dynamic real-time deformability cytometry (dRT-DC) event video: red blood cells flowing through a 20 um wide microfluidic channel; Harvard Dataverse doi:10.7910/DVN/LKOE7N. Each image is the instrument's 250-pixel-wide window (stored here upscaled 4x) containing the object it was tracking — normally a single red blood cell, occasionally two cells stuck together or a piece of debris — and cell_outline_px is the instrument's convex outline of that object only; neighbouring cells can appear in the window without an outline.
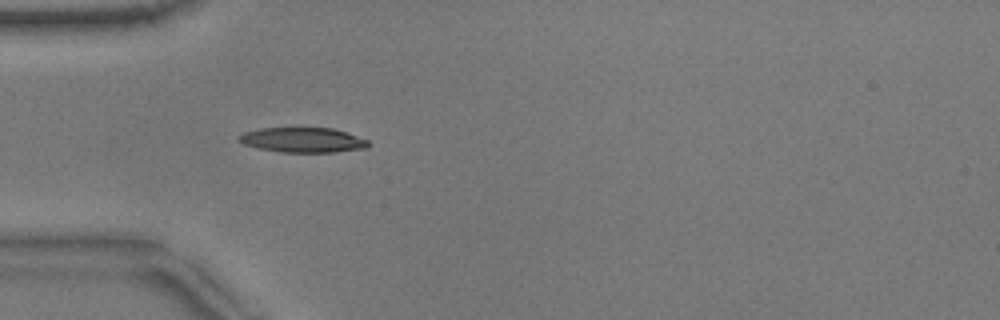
{"species": "common noctule bat (a hibernating species)", "species_latin": "Nyctalus noctula", "temperature_condition": "warm", "stored_images_in_passage": 38, "camera_frame_rate_fps": 3000, "um_per_image_px": 0.085, "animal": {"sex": "male", "body_mass_g": 17.9}, "frame": {"image": 1, "passage_image": 1, "time_ms": 0.0, "image_size_px": [1000, 320], "cell_outline_px": [[368, 148], [336, 152], [280, 152], [260, 148], [244, 144], [236, 140], [236, 136], [244, 132], [260, 128], [332, 128], [368, 140]], "centroid_in_image_um": [25.69, 11.9], "position_along_channel_um": 59.3, "area_um2": 18.73}}
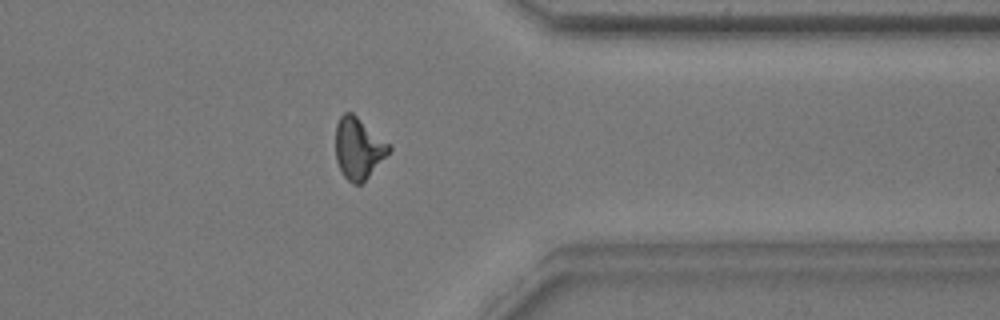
{"frame": {"image": 2, "passage_image": 27, "time_ms": 8.667, "image_size_px": [1000, 320], "cell_outline_px": [[392, 148], [368, 176], [360, 184], [352, 184], [344, 176], [336, 160], [336, 124], [340, 116], [344, 112], [352, 112], [392, 144]], "centroid_in_image_um": [30.47, 12.56], "position_along_channel_um": 380.9, "area_um2": 19.02}}
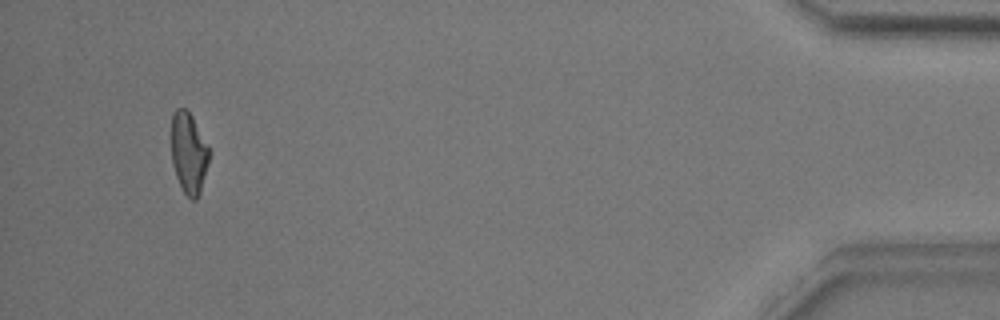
{"frame": {"image": 3, "passage_image": 35, "time_ms": 11.333, "image_size_px": [1000, 320], "cell_outline_px": [[208, 164], [200, 192], [196, 200], [192, 200], [184, 192], [176, 176], [172, 164], [172, 112], [176, 108], [184, 108], [192, 116], [208, 148]], "centroid_in_image_um": [16.02, 13.01], "position_along_channel_um": 419.2, "area_um2": 17.46}, "authors_computed_cell_mechanics": {"area_um2": 18.6116, "velocity_mm_per_s": 3.8398, "shape_relaxation_time_tau1_ms": 6.0048, "shape_relaxation_time_tau2_ms": 3.9676, "deformation_change_tau1": 0.2094, "deformation_change_tau2": 0.1164}}